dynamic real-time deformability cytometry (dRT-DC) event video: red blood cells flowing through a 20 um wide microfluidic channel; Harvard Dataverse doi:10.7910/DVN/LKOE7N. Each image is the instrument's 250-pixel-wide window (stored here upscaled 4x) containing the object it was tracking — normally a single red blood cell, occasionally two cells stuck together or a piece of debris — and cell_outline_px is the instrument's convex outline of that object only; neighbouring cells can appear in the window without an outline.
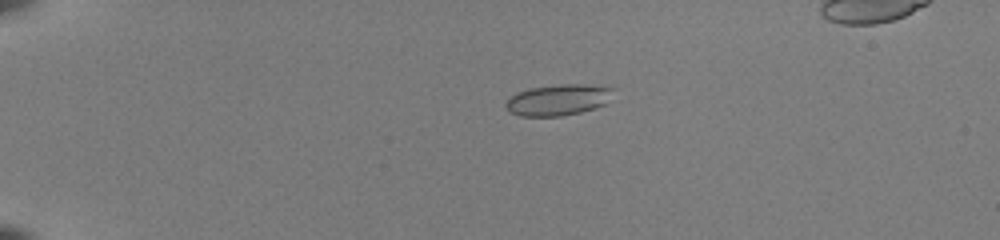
{"species": "common noctule bat (a hibernating species)", "species_latin": "Nyctalus noctula", "temperature_condition": "room temperature", "stored_images_in_passage": 41, "camera_frame_rate_fps": 3000, "um_per_image_px": 0.085, "animal": {"sex": "female", "body_mass_g": 22.0, "forearm_length_mm": 56.7}, "frame": {"image": 1, "passage_image": 1, "time_ms": 0.0, "image_size_px": [1000, 240], "cell_outline_px": [[616, 88], [604, 104], [596, 108], [580, 112], [560, 116], [520, 116], [508, 112], [504, 104], [516, 92], [528, 88], [560, 84], [588, 84]], "centroid_in_image_um": [47.42, 8.48], "position_along_channel_um": 37.6, "area_um2": 19.59}}
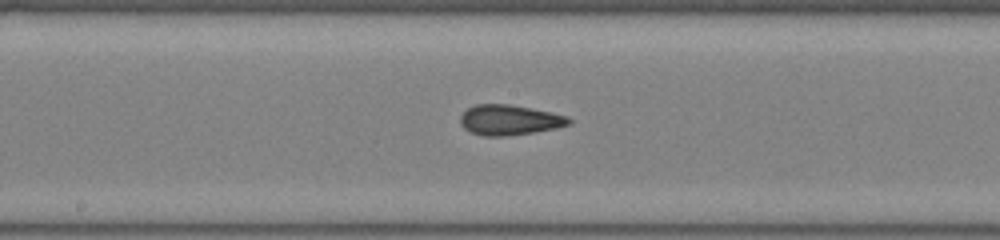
{"frame": {"image": 2, "passage_image": 19, "time_ms": 6.0, "image_size_px": [1000, 240], "cell_outline_px": [[572, 124], [560, 128], [504, 136], [484, 136], [468, 132], [460, 124], [460, 116], [468, 108], [476, 104], [508, 104], [552, 112], [568, 116], [572, 120]], "centroid_in_image_um": [43.33, 10.2], "position_along_channel_um": 204.9, "area_um2": 19.31}}
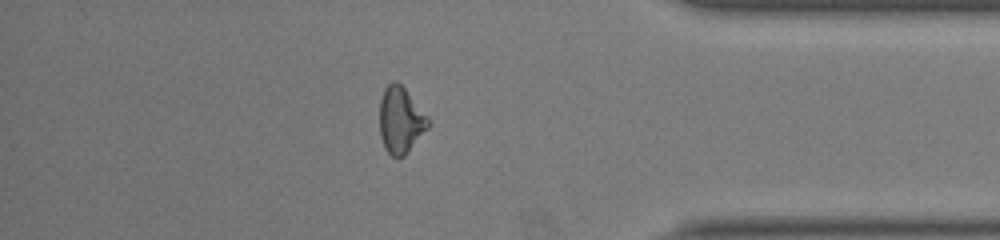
{"frame": {"image": 3, "passage_image": 35, "time_ms": 11.333, "image_size_px": [1000, 240], "cell_outline_px": [[432, 124], [404, 156], [392, 156], [384, 148], [380, 136], [380, 100], [384, 88], [392, 80], [396, 80], [404, 88], [428, 116]], "centroid_in_image_um": [34.06, 10.2], "position_along_channel_um": 401.1, "area_um2": 18.84}, "authors_computed_cell_mechanics": {"area_um2": 18.9006, "velocity_mm_per_s": 3.9968, "shape_relaxation_time_tau1_ms": 6.6188, "shape_relaxation_time_tau2_ms": 1.3093, "deformation_change_tau1": 0.1758, "deformation_change_tau2": 0.0986}}